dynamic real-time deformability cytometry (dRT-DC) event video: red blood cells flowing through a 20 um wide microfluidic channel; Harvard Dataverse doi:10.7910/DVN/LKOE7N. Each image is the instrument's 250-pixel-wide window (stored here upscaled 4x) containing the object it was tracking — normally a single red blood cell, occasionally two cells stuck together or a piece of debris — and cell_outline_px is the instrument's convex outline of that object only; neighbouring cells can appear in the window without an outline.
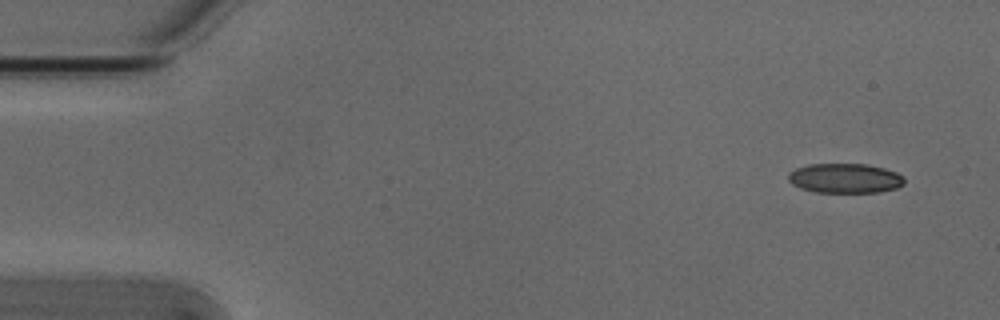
{"species": "Egyptian fruit bat (a non-hibernating species)", "species_latin": "Rousettus aegyptiacus", "temperature_condition": "cold", "stored_images_in_passage": 6, "camera_frame_rate_fps": 3000, "um_per_image_px": 0.085, "animal": {"sex": "male"}, "frame": {"image": 1, "passage_image": 1, "time_ms": 0.0, "image_size_px": [1000, 320], "cell_outline_px": [[904, 184], [896, 188], [880, 192], [816, 192], [800, 188], [792, 184], [788, 180], [788, 172], [796, 168], [808, 164], [868, 164], [884, 168], [896, 172], [904, 176]], "centroid_in_image_um": [71.82, 15.15], "position_along_channel_um": 13.2, "area_um2": 20.17}}
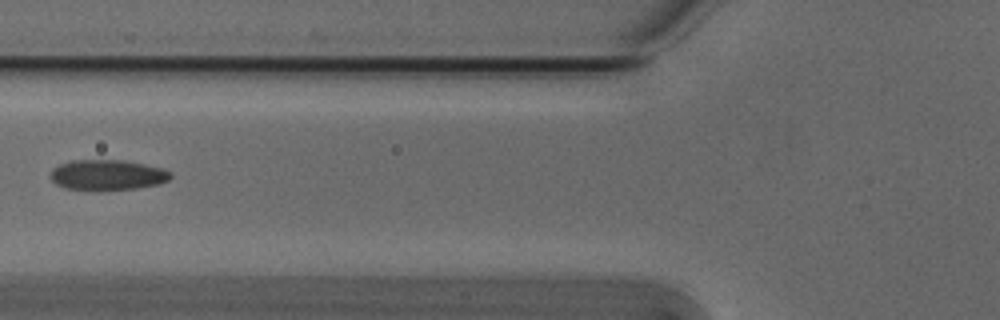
{"frame": {"image": 2, "passage_image": 6, "time_ms": 1.667, "image_size_px": [1000, 320], "cell_outline_px": [[172, 176], [168, 180], [160, 184], [136, 188], [64, 188], [56, 184], [52, 180], [52, 168], [60, 164], [72, 160], [124, 160], [164, 168], [172, 172]], "centroid_in_image_um": [9.18, 14.83], "position_along_channel_um": 116.6, "area_um2": 20.75}}